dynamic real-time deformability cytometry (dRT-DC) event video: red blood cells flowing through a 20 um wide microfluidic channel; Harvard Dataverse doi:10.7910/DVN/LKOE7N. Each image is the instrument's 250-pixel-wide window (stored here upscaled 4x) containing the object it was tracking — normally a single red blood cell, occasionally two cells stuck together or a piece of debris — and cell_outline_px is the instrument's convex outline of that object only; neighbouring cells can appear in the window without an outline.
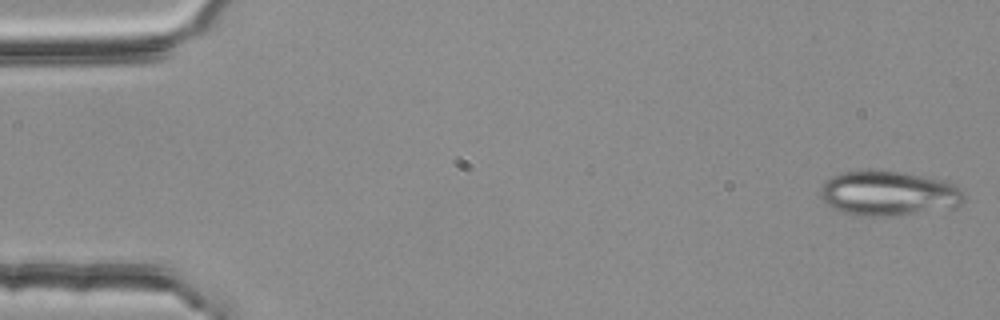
{"species": "common noctule bat (a hibernating species)", "species_latin": "Nyctalus noctula", "temperature_condition": "room temperature", "stored_images_in_passage": 53, "camera_frame_rate_fps": 3000, "um_per_image_px": 0.085, "animal": {"sex": "female", "body_mass_g": 25.1}, "frame": {"image": 1, "passage_image": 1, "time_ms": 0.0, "image_size_px": [1000, 320], "cell_outline_px": [[964, 204], [956, 208], [896, 216], [856, 216], [840, 212], [832, 208], [820, 196], [820, 188], [824, 180], [840, 172], [868, 168], [904, 172], [944, 180], [956, 184], [964, 192]], "centroid_in_image_um": [75.54, 16.43], "position_along_channel_um": 9.5, "area_um2": 38.84}}
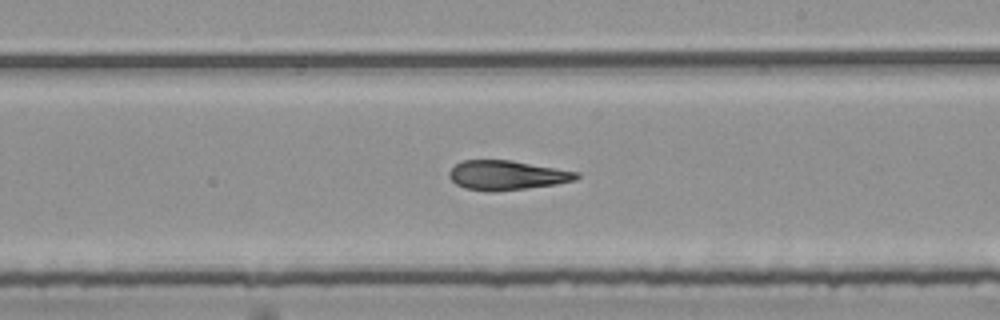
{"frame": {"image": 2, "passage_image": 31, "time_ms": 10.0, "image_size_px": [1000, 320], "cell_outline_px": [[580, 176], [576, 180], [556, 184], [528, 188], [464, 188], [456, 184], [448, 176], [448, 172], [460, 160], [512, 160], [580, 172]], "centroid_in_image_um": [43.13, 14.84], "position_along_channel_um": 245.9, "area_um2": 21.1}}
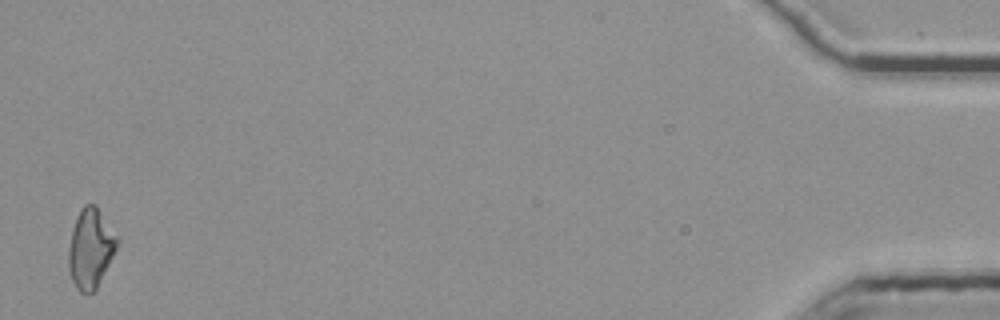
{"frame": {"image": 3, "passage_image": 53, "time_ms": 17.333, "image_size_px": [1000, 320], "cell_outline_px": [[120, 240], [96, 288], [92, 292], [80, 292], [76, 288], [72, 280], [68, 268], [68, 248], [72, 232], [80, 208], [84, 204], [96, 204], [120, 236]], "centroid_in_image_um": [7.72, 21.05], "position_along_channel_um": 427.5, "area_um2": 22.54}, "authors_computed_cell_mechanics": {"area_um2": 22.542, "velocity_mm_per_s": 3.7781, "shape_relaxation_time_tau1_ms": null, "shape_relaxation_time_tau2_ms": 7.8498, "deformation_change_tau1": null, "deformation_change_tau2": 0.2032}}